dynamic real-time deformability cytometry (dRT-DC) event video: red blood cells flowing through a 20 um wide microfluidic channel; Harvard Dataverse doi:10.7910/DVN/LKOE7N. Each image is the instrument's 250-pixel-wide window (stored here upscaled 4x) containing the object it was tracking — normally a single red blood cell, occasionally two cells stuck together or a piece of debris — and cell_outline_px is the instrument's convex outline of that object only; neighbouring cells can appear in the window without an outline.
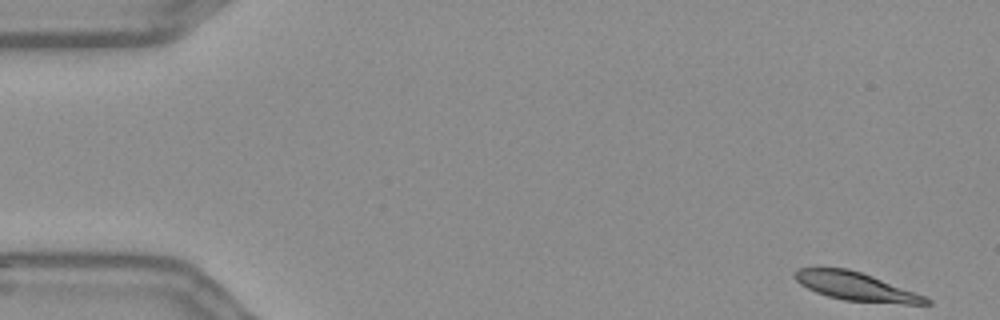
{"species": "Egyptian fruit bat (a non-hibernating species)", "species_latin": "Rousettus aegyptiacus", "temperature_condition": "warm", "stored_images_in_passage": 56, "camera_frame_rate_fps": 3000, "um_per_image_px": 0.085, "frame": {"image": 1, "passage_image": 1, "time_ms": 0.0, "image_size_px": [1000, 320], "cell_outline_px": [[932, 304], [904, 304], [844, 300], [828, 296], [816, 292], [800, 284], [792, 276], [792, 272], [796, 268], [848, 268], [872, 276], [924, 296], [932, 300]], "centroid_in_image_um": [72.7, 24.35], "position_along_channel_um": 12.3, "area_um2": 21.5}}
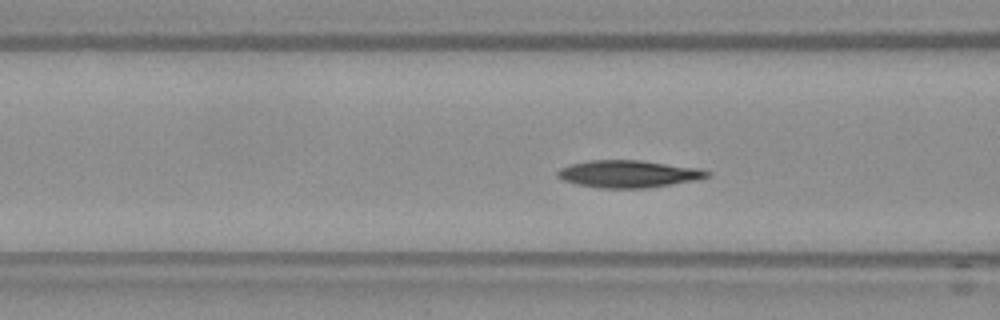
{"frame": {"image": 2, "passage_image": 20, "time_ms": 6.333, "image_size_px": [1000, 320], "cell_outline_px": [[712, 176], [700, 180], [644, 188], [600, 188], [576, 184], [564, 180], [556, 176], [556, 172], [560, 168], [572, 164], [588, 160], [640, 160], [700, 168], [712, 172]], "centroid_in_image_um": [53.47, 14.78], "position_along_channel_um": 113.1, "area_um2": 23.99}}
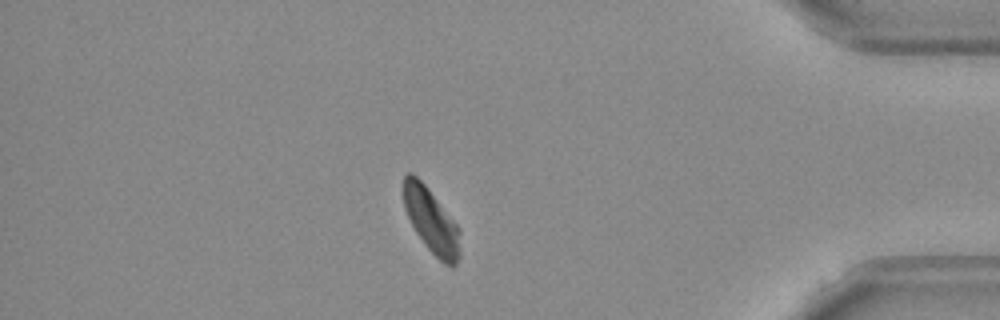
{"frame": {"image": 3, "passage_image": 47, "time_ms": 15.333, "image_size_px": [1000, 320], "cell_outline_px": [[460, 256], [456, 264], [452, 268], [444, 264], [428, 248], [416, 232], [404, 208], [400, 188], [400, 184], [404, 176], [408, 172], [412, 172], [428, 188], [456, 224], [460, 232]], "centroid_in_image_um": [36.62, 18.73], "position_along_channel_um": 398.6, "area_um2": 21.5}, "authors_computed_cell_mechanics": {"area_um2": 22.9466, "velocity_mm_per_s": 3.5864, "shape_relaxation_time_tau1_ms": 4.3326, "shape_relaxation_time_tau2_ms": 4.3508, "deformation_change_tau1": 0.1249, "deformation_change_tau2": 0.0588}}